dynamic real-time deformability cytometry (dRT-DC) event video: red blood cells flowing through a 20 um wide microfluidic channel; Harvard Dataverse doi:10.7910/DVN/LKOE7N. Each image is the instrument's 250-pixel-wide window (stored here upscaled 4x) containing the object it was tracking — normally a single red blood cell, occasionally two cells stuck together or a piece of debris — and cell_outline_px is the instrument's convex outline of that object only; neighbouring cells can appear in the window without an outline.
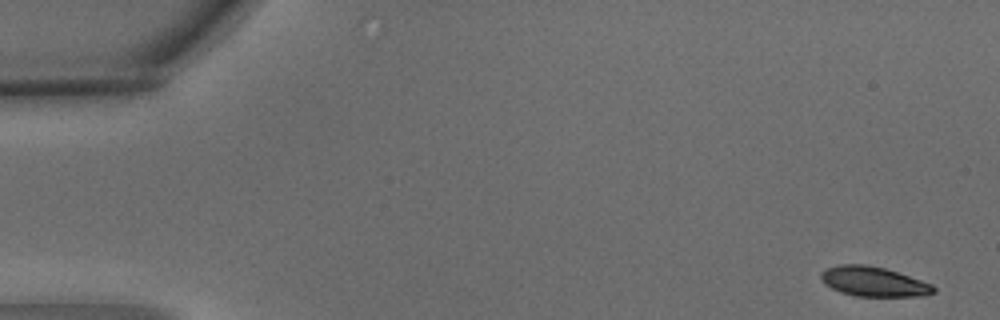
{"species": "common noctule bat (a hibernating species)", "species_latin": "Nyctalus noctula", "temperature_condition": "warm", "stored_images_in_passage": 4, "camera_frame_rate_fps": 3000, "um_per_image_px": 0.085, "animal": {"sex": "male", "body_mass_g": 15.6}, "frame": {"image": 1, "passage_image": 1, "time_ms": 0.0, "image_size_px": [1000, 320], "cell_outline_px": [[936, 292], [920, 296], [856, 296], [840, 292], [824, 284], [820, 276], [820, 272], [828, 268], [840, 264], [868, 264], [884, 268], [932, 284], [936, 288]], "centroid_in_image_um": [74.23, 23.93], "position_along_channel_um": 10.8, "area_um2": 19.42}}
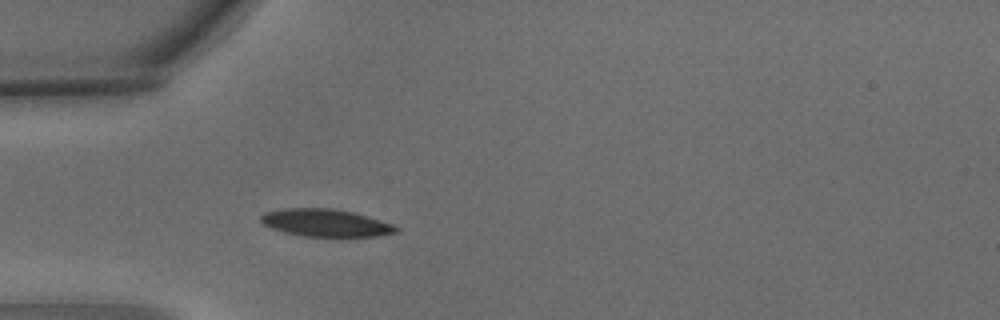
{"frame": {"image": 2, "passage_image": 4, "time_ms": 1.0, "image_size_px": [1000, 320], "cell_outline_px": [[400, 228], [396, 232], [376, 236], [304, 236], [284, 232], [272, 228], [264, 224], [260, 220], [260, 216], [264, 212], [284, 208], [332, 208], [352, 212], [392, 224]], "centroid_in_image_um": [27.64, 18.93], "position_along_channel_um": 57.4, "area_um2": 21.39}}